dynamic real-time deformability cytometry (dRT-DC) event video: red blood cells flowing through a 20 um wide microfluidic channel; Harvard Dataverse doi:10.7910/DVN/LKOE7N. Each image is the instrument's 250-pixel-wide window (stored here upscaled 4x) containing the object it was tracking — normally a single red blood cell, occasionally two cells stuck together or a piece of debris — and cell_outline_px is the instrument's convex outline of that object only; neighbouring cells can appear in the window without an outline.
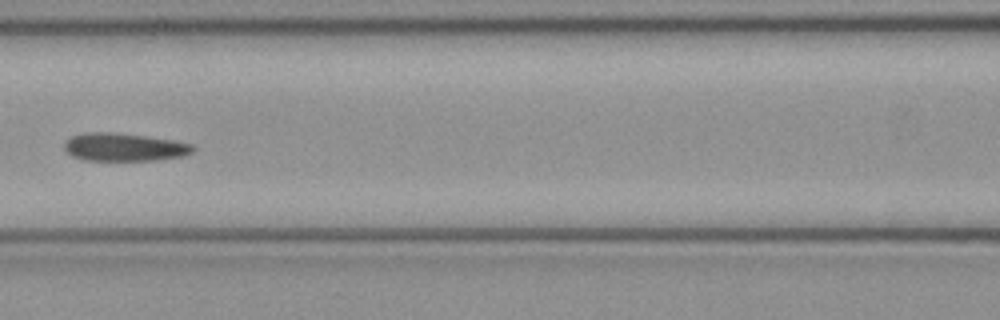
{"species": "common noctule bat (a hibernating species)", "species_latin": "Nyctalus noctula", "temperature_condition": "cold", "stored_images_in_passage": 5, "camera_frame_rate_fps": 3000, "um_per_image_px": 0.085, "animal": {"sex": "female", "body_mass_g": 21.9}, "frame": {"image": 1, "passage_image": 5, "time_ms": 1.333, "image_size_px": [1000, 320], "cell_outline_px": [[196, 148], [192, 152], [184, 156], [156, 160], [84, 160], [72, 156], [64, 148], [64, 140], [72, 136], [84, 132], [116, 132], [172, 140], [192, 144]], "centroid_in_image_um": [10.54, 12.5], "position_along_channel_um": 156.1, "area_um2": 21.04}}